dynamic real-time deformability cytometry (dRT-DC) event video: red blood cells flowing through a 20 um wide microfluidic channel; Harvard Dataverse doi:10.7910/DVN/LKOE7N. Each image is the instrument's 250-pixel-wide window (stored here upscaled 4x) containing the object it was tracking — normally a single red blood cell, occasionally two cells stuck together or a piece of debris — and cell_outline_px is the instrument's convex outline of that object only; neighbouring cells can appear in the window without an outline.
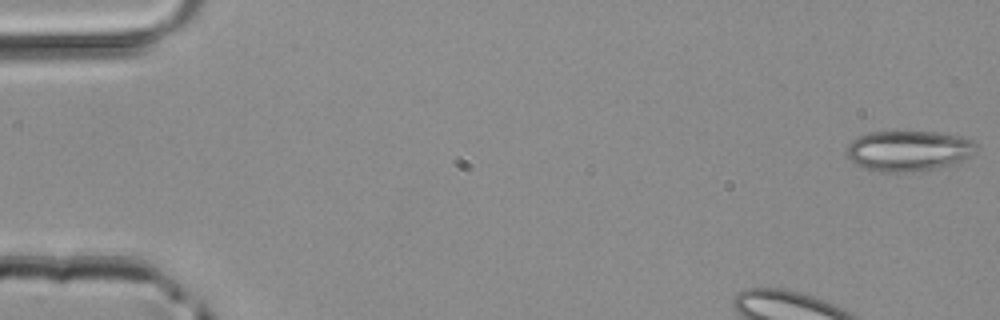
{"species": "common noctule bat (a hibernating species)", "species_latin": "Nyctalus noctula", "temperature_condition": "room temperature", "stored_images_in_passage": 11, "camera_frame_rate_fps": 3000, "um_per_image_px": 0.085, "animal": {"sex": "male", "body_mass_g": 20.4}, "frame": {"image": 1, "passage_image": 1, "time_ms": 0.0, "image_size_px": [1000, 320], "cell_outline_px": [[980, 148], [964, 160], [956, 164], [936, 168], [912, 172], [880, 172], [864, 168], [856, 164], [844, 152], [848, 144], [856, 136], [868, 132], [936, 132], [956, 136], [972, 140], [980, 144]], "centroid_in_image_um": [77.24, 12.82], "position_along_channel_um": 7.8, "area_um2": 30.98}}